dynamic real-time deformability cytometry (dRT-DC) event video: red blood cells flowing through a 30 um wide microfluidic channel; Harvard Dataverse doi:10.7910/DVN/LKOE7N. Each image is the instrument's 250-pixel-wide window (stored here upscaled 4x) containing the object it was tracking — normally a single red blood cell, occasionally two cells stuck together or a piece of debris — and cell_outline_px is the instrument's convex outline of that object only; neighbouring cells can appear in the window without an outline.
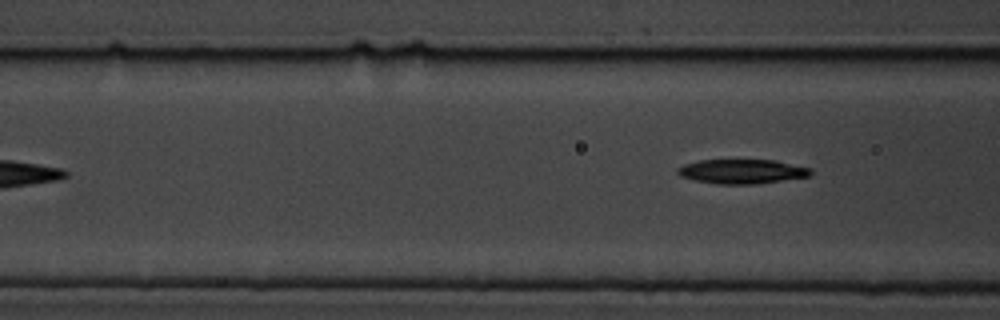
{"species": "common noctule bat (a hibernating species)", "species_latin": "Nyctalus noctula", "temperature_condition": "cold", "stored_images_in_passage": 6, "camera_frame_rate_fps": 3000, "um_per_image_px": 0.085, "animal": {"sex": "male", "body_mass_g": 19.5, "forearm_length_mm": 54.6}, "frame": {"image": 1, "passage_image": 6, "time_ms": 6.667, "image_size_px": [1000, 320], "cell_outline_px": [[812, 172], [808, 176], [760, 184], [716, 184], [696, 180], [680, 176], [676, 172], [676, 168], [684, 164], [700, 160], [776, 160], [812, 168]], "centroid_in_image_um": [63.07, 14.57], "position_along_channel_um": 103.5, "area_um2": 19.02}}